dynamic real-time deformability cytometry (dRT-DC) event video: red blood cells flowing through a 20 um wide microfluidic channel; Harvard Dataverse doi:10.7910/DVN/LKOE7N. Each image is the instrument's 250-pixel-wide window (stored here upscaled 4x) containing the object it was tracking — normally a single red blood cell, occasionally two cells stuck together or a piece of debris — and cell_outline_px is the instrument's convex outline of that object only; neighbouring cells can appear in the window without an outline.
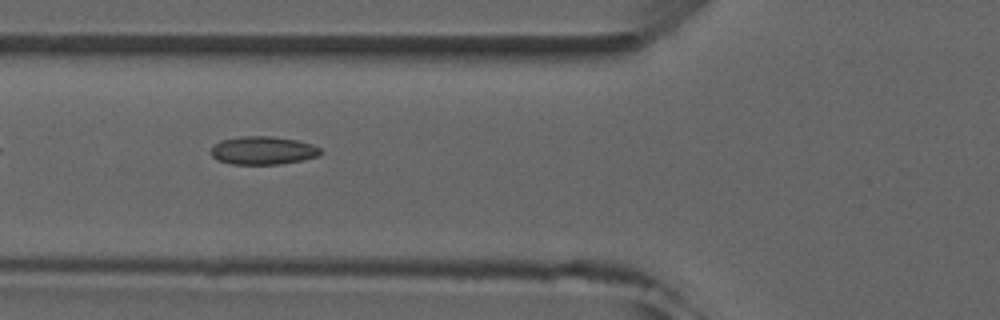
{"species": "common noctule bat (a hibernating species)", "species_latin": "Nyctalus noctula", "temperature_condition": "room temperature", "stored_images_in_passage": 3, "camera_frame_rate_fps": 3000, "um_per_image_px": 0.085, "animal": {"sex": "male", "forearm_length_mm": 52.5}, "frame": {"image": 1, "passage_image": 3, "time_ms": 2.333, "image_size_px": [1000, 320], "cell_outline_px": [[324, 152], [320, 156], [280, 164], [232, 164], [216, 160], [208, 152], [220, 140], [240, 136], [272, 136], [296, 140], [312, 144], [320, 148]], "centroid_in_image_um": [22.35, 12.79], "position_along_channel_um": 103.5, "area_um2": 18.15}}